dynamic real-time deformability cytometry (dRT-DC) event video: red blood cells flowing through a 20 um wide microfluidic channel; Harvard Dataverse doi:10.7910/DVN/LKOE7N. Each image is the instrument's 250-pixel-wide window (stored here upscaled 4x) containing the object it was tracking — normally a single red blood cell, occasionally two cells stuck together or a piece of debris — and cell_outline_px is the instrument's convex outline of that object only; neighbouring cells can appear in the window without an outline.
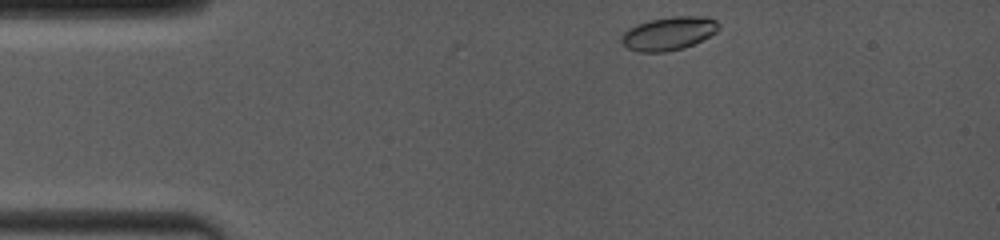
{"species": "common noctule bat (a hibernating species)", "species_latin": "Nyctalus noctula", "temperature_condition": "room temperature", "stored_images_in_passage": 4, "camera_frame_rate_fps": 4000, "um_per_image_px": 0.085, "animal": {"sex": "female", "body_mass_g": 19.0, "forearm_length_mm": 53.3}, "frame": {"image": 1, "passage_image": 1, "time_ms": 0.0, "image_size_px": [1000, 240], "cell_outline_px": [[720, 28], [716, 32], [684, 48], [664, 52], [636, 52], [628, 48], [620, 40], [624, 32], [628, 28], [636, 24], [648, 20], [672, 16], [704, 16], [716, 20], [720, 24]], "centroid_in_image_um": [56.83, 2.83], "position_along_channel_um": 28.2, "area_um2": 18.96}}